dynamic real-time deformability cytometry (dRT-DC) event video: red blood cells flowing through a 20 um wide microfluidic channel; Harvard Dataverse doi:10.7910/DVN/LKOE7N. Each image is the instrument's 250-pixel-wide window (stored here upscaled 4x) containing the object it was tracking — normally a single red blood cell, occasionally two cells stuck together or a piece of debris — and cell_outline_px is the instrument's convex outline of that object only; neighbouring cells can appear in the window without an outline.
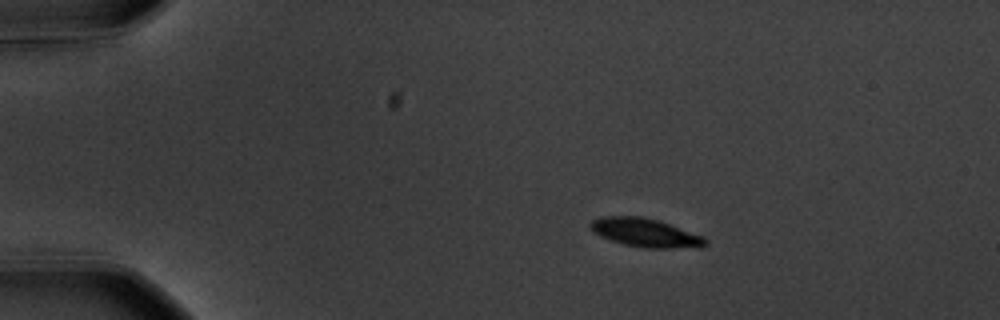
{"species": "common noctule bat (a hibernating species)", "species_latin": "Nyctalus noctula", "temperature_condition": "warm", "stored_images_in_passage": 58, "camera_frame_rate_fps": 3000, "um_per_image_px": 0.085, "animal": {"sex": "male", "body_mass_g": 20.1, "forearm_length_mm": 53.5}, "frame": {"image": 1, "passage_image": 11, "time_ms": 3.333, "image_size_px": [1000, 320], "cell_outline_px": [[708, 244], [700, 248], [644, 248], [624, 244], [600, 236], [592, 232], [588, 228], [588, 224], [592, 220], [600, 216], [640, 216], [660, 220], [704, 236], [708, 240]], "centroid_in_image_um": [54.88, 19.78], "position_along_channel_um": 30.1, "area_um2": 19.59}}
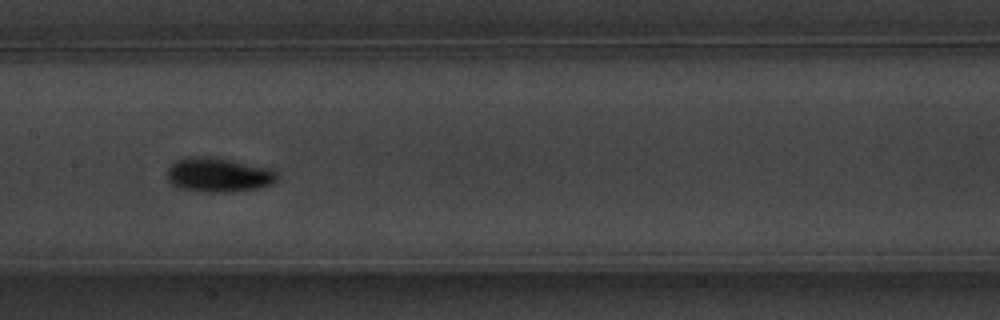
{"frame": {"image": 2, "passage_image": 30, "time_ms": 9.667, "image_size_px": [1000, 320], "cell_outline_px": [[280, 176], [272, 184], [256, 188], [232, 192], [196, 192], [180, 188], [172, 184], [168, 180], [168, 168], [176, 160], [228, 160], [272, 168]], "centroid_in_image_um": [18.64, 14.94], "position_along_channel_um": 188.8, "area_um2": 21.1}}
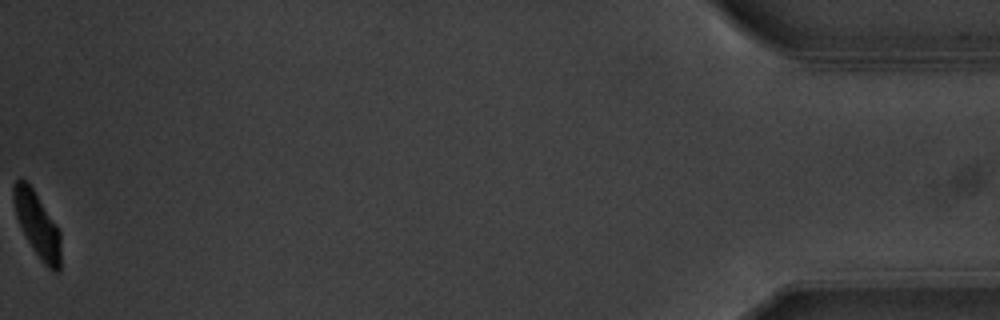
{"frame": {"image": 3, "passage_image": 58, "time_ms": 19.0, "image_size_px": [1000, 320], "cell_outline_px": [[60, 272], [52, 272], [40, 260], [28, 240], [16, 216], [12, 200], [12, 188], [16, 180], [24, 180], [32, 188], [56, 224], [60, 232]], "centroid_in_image_um": [3.17, 19.13], "position_along_channel_um": 432.0, "area_um2": 17.57}, "authors_computed_cell_mechanics": {"area_um2": 19.074, "velocity_mm_per_s": 3.5715, "shape_relaxation_time_tau1_ms": 1.8343, "shape_relaxation_time_tau2_ms": null, "deformation_change_tau1": 0.1412, "deformation_change_tau2": null}}